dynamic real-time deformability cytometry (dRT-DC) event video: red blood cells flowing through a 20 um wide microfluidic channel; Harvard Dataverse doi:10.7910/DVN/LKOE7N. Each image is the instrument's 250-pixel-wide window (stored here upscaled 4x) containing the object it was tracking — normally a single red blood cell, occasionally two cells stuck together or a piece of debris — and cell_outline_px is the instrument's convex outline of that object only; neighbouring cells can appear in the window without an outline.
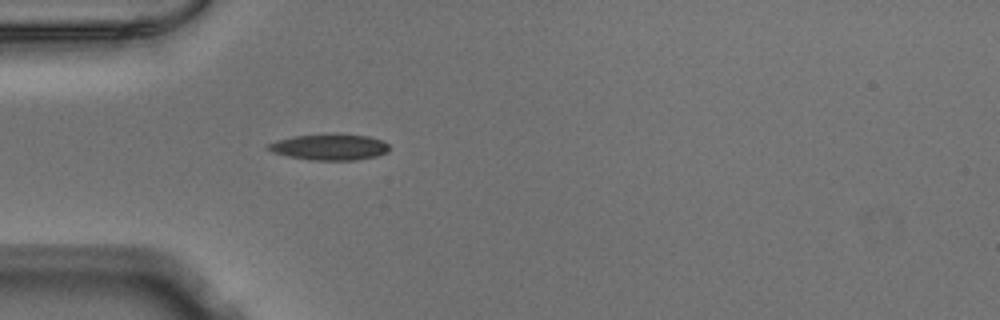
{"species": "Egyptian fruit bat (a non-hibernating species)", "species_latin": "Rousettus aegyptiacus", "temperature_condition": "warm", "stored_images_in_passage": 38, "camera_frame_rate_fps": 3000, "um_per_image_px": 0.085, "animal": {"sex": "male"}, "frame": {"image": 1, "passage_image": 1, "time_ms": 0.0, "image_size_px": [1000, 320], "cell_outline_px": [[388, 152], [376, 156], [356, 160], [308, 160], [288, 156], [272, 152], [264, 148], [268, 144], [276, 140], [292, 136], [336, 132], [368, 136], [384, 140], [388, 144]], "centroid_in_image_um": [28.0, 12.47], "position_along_channel_um": 57.0, "area_um2": 18.96}}
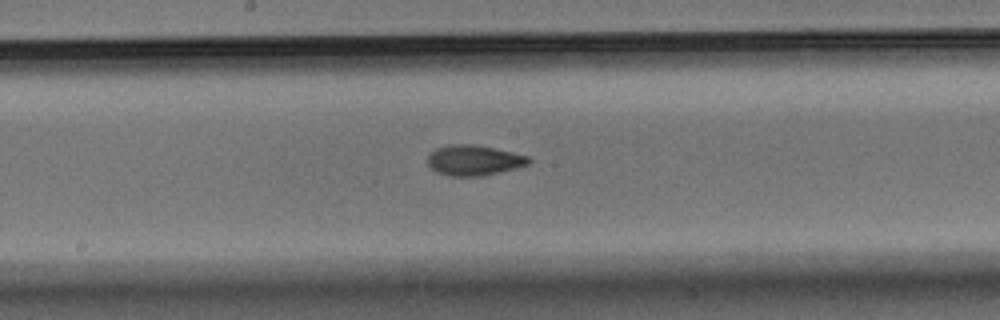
{"frame": {"image": 2, "passage_image": 13, "time_ms": 4.0, "image_size_px": [1000, 320], "cell_outline_px": [[532, 160], [528, 164], [516, 168], [484, 176], [448, 176], [436, 172], [428, 164], [428, 156], [436, 148], [448, 144], [472, 144], [512, 152], [528, 156]], "centroid_in_image_um": [40.28, 13.63], "position_along_channel_um": 207.9, "area_um2": 17.86}}
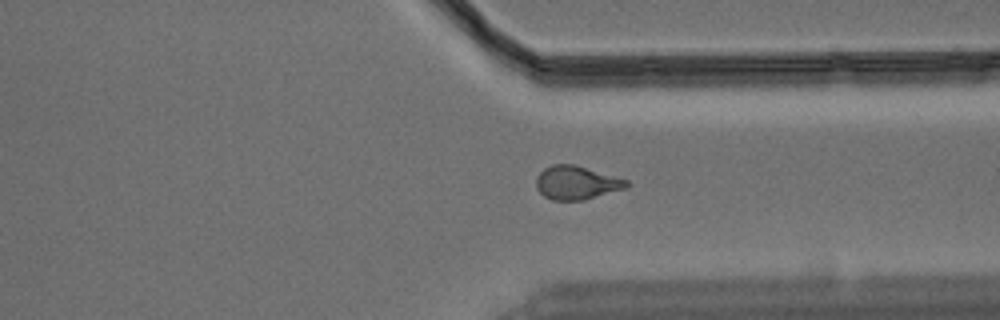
{"frame": {"image": 3, "passage_image": 25, "time_ms": 8.0, "image_size_px": [1000, 320], "cell_outline_px": [[628, 188], [584, 200], [552, 200], [544, 196], [536, 188], [536, 176], [544, 168], [552, 164], [576, 164], [628, 180]], "centroid_in_image_um": [49.0, 15.52], "position_along_channel_um": 362.4, "area_um2": 17.86}}